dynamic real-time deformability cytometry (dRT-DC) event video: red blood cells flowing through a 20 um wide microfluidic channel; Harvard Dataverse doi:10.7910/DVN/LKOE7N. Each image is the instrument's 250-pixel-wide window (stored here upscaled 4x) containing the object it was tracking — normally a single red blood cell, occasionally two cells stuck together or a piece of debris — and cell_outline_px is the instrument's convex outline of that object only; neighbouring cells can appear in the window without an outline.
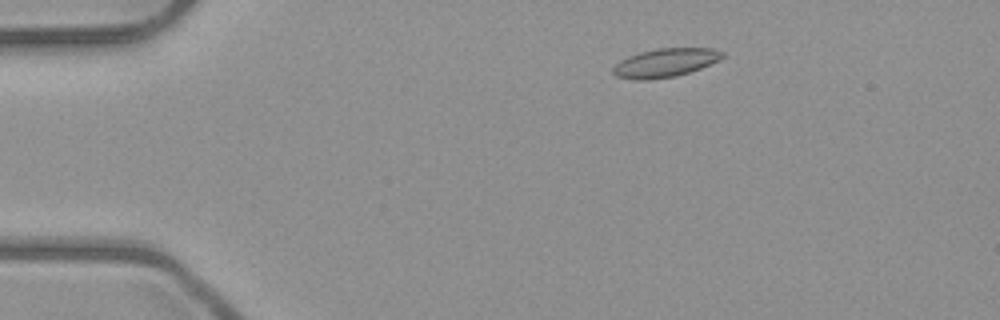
{"species": "common noctule bat (a hibernating species)", "species_latin": "Nyctalus noctula", "temperature_condition": "room temperature", "stored_images_in_passage": 3, "camera_frame_rate_fps": 3000, "um_per_image_px": 0.085, "animal": {"sex": "male", "body_mass_g": 23.1, "forearm_length_mm": 52.7}, "frame": {"image": 1, "passage_image": 2, "time_ms": 1.333, "image_size_px": [1000, 320], "cell_outline_px": [[724, 56], [720, 60], [700, 68], [676, 76], [644, 80], [636, 80], [616, 76], [612, 72], [612, 68], [620, 60], [628, 56], [640, 52], [660, 48], [712, 48], [724, 52]], "centroid_in_image_um": [56.54, 5.33], "position_along_channel_um": 28.5, "area_um2": 18.15}}